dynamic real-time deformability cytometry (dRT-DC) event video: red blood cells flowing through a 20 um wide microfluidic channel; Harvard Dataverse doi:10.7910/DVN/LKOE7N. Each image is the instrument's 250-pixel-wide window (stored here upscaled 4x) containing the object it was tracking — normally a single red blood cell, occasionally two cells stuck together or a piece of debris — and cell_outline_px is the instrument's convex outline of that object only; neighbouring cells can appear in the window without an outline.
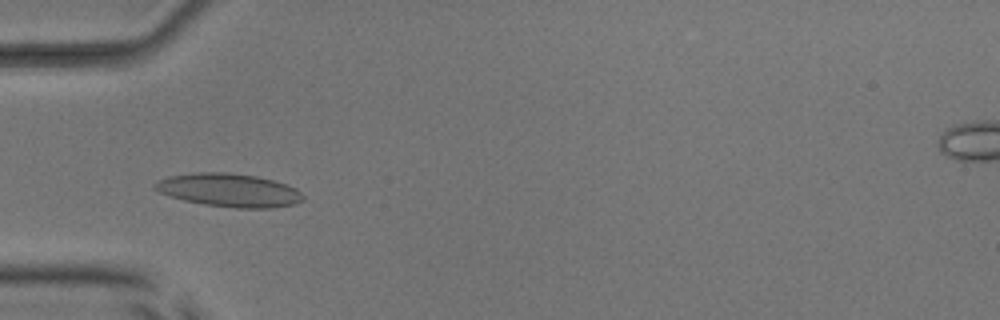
{"species": "common noctule bat (a hibernating species)", "species_latin": "Nyctalus noctula", "temperature_condition": "room temperature", "stored_images_in_passage": 7, "camera_frame_rate_fps": 3000, "um_per_image_px": 0.085, "animal": {"sex": "male", "body_mass_g": 17.9, "forearm_length_mm": 54.2}, "frame": {"image": 1, "passage_image": 4, "time_ms": 1.0, "image_size_px": [1000, 320], "cell_outline_px": [[304, 200], [296, 204], [272, 208], [236, 208], [204, 204], [184, 200], [160, 192], [152, 188], [152, 184], [168, 176], [192, 172], [228, 172], [256, 176], [272, 180], [296, 188], [304, 196]], "centroid_in_image_um": [19.47, 16.16], "position_along_channel_um": 65.5, "area_um2": 28.78}}